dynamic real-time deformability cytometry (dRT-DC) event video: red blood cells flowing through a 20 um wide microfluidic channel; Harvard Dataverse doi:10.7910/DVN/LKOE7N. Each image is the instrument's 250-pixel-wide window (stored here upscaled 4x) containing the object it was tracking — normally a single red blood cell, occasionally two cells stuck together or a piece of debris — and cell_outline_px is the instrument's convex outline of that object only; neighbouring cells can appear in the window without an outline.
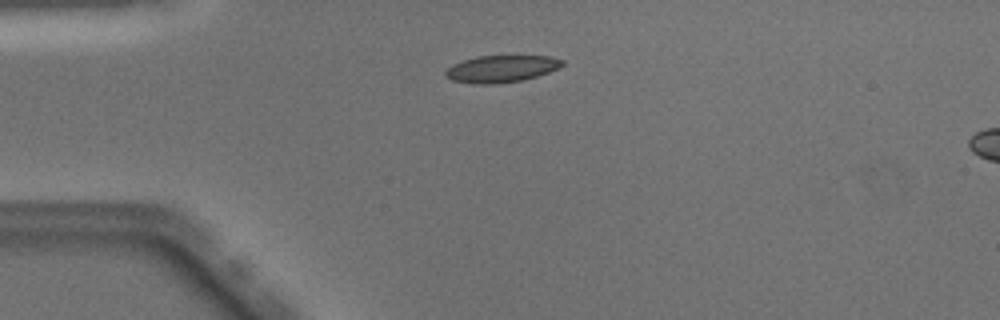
{"species": "Egyptian fruit bat (a non-hibernating species)", "species_latin": "Rousettus aegyptiacus", "temperature_condition": "warm", "stored_images_in_passage": 38, "camera_frame_rate_fps": 3000, "um_per_image_px": 0.085, "animal": {"sex": "male"}, "frame": {"image": 1, "passage_image": 1, "time_ms": 0.0, "image_size_px": [1000, 320], "cell_outline_px": [[564, 64], [560, 68], [536, 76], [520, 80], [496, 84], [472, 84], [452, 80], [444, 76], [444, 72], [452, 64], [476, 56], [552, 56], [564, 60]], "centroid_in_image_um": [42.6, 5.85], "position_along_channel_um": 42.4, "area_um2": 18.44}}
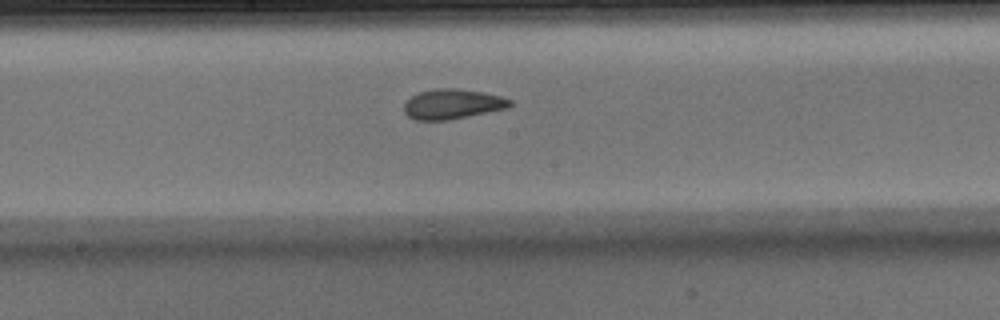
{"frame": {"image": 2, "passage_image": 15, "time_ms": 4.667, "image_size_px": [1000, 320], "cell_outline_px": [[512, 104], [508, 108], [448, 120], [416, 120], [408, 116], [404, 112], [404, 104], [412, 96], [420, 92], [436, 88], [456, 88], [480, 92], [500, 96], [512, 100]], "centroid_in_image_um": [38.45, 8.85], "position_along_channel_um": 209.7, "area_um2": 18.32}}
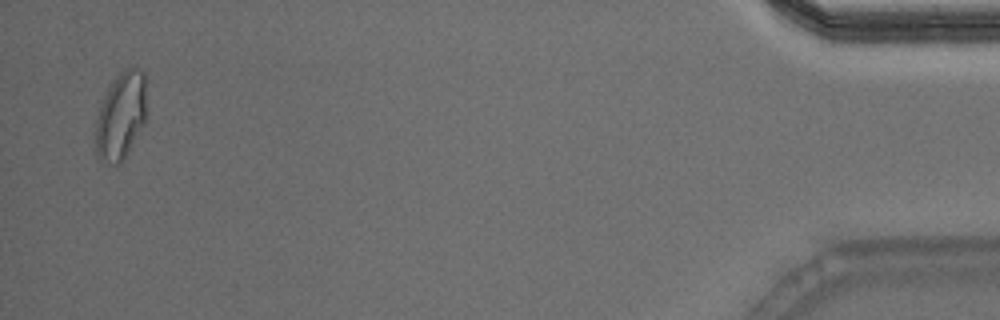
{"frame": {"image": 3, "passage_image": 37, "time_ms": 12.0, "image_size_px": [1000, 320], "cell_outline_px": [[144, 124], [120, 164], [116, 168], [100, 160], [96, 152], [96, 120], [104, 96], [112, 80], [120, 72], [132, 64], [140, 68], [144, 72]], "centroid_in_image_um": [10.25, 9.85], "position_along_channel_um": 424.9, "area_um2": 25.78}, "authors_computed_cell_mechanics": {"area_um2": 18.9295, "velocity_mm_per_s": 4.0769, "shape_relaxation_time_tau1_ms": 8.5739, "shape_relaxation_time_tau2_ms": 1.2338, "deformation_change_tau1": 0.2163, "deformation_change_tau2": 0.0783}}